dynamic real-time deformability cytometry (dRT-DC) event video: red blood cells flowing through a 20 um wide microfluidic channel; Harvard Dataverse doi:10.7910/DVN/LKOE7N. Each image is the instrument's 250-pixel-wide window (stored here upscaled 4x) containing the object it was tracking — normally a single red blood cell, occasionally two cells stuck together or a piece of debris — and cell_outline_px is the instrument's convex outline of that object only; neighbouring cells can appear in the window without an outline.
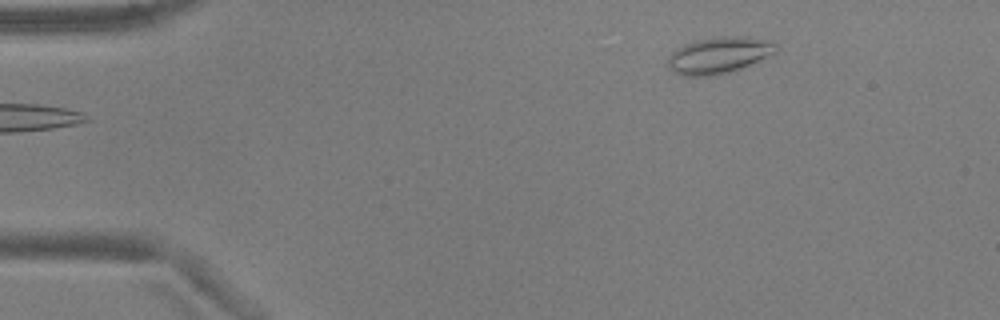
{"species": "common noctule bat (a hibernating species)", "species_latin": "Nyctalus noctula", "temperature_condition": "warm", "stored_images_in_passage": 2, "camera_frame_rate_fps": 3000, "um_per_image_px": 0.085, "animal": {"sex": "male", "body_mass_g": 17.9, "forearm_length_mm": 54.2}, "frame": {"image": 1, "passage_image": 2, "time_ms": 0.333, "image_size_px": [1000, 320], "cell_outline_px": [[776, 52], [740, 68], [728, 72], [712, 76], [684, 76], [672, 72], [664, 64], [668, 56], [676, 48], [684, 44], [696, 40], [720, 36], [748, 36], [772, 40], [776, 44]], "centroid_in_image_um": [61.04, 4.68], "position_along_channel_um": 24.0, "area_um2": 23.24}}